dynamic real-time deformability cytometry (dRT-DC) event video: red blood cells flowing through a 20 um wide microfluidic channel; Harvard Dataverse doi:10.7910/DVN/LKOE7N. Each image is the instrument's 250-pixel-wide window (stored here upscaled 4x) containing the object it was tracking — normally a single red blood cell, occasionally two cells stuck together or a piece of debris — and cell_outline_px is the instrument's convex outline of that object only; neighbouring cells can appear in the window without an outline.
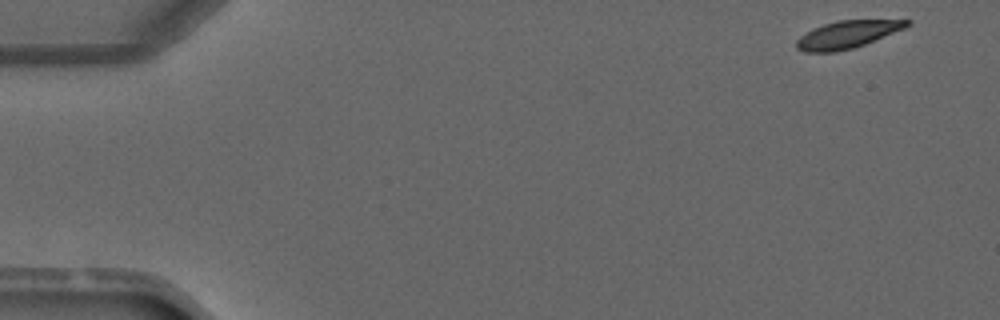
{"species": "common noctule bat (a hibernating species)", "species_latin": "Nyctalus noctula", "temperature_condition": "warm", "stored_images_in_passage": 3, "camera_frame_rate_fps": 3000, "um_per_image_px": 0.085, "animal": {"sex": "male", "forearm_length_mm": 52.5}, "frame": {"image": 1, "passage_image": 1, "time_ms": 0.0, "image_size_px": [1000, 320], "cell_outline_px": [[912, 24], [904, 28], [864, 44], [852, 48], [836, 52], [804, 52], [796, 48], [796, 40], [800, 36], [824, 24], [836, 20], [912, 20]], "centroid_in_image_um": [72.01, 2.93], "position_along_channel_um": 13.0, "area_um2": 17.4}}